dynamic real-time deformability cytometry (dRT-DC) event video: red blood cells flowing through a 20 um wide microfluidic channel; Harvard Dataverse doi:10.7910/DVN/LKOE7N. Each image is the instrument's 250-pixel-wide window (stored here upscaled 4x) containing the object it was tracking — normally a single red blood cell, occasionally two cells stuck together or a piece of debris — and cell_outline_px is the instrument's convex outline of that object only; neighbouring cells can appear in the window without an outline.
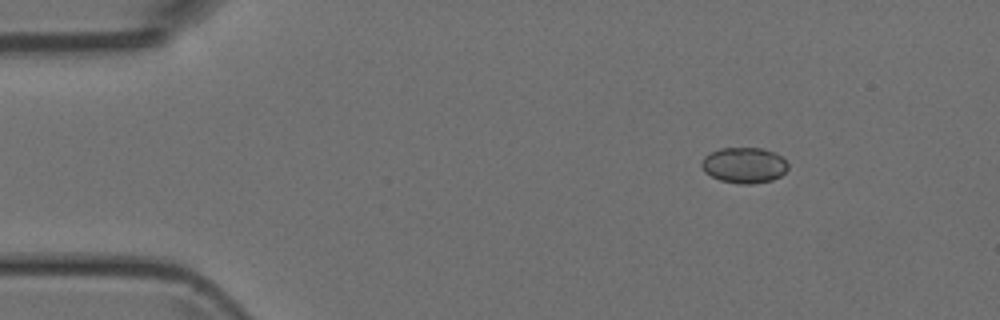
{"species": "Egyptian fruit bat (a non-hibernating species)", "species_latin": "Rousettus aegyptiacus", "temperature_condition": "room temperature", "stored_images_in_passage": 5, "camera_frame_rate_fps": 3000, "um_per_image_px": 0.085, "animal": {"sex": "female"}, "frame": {"image": 1, "passage_image": 2, "time_ms": 1.333, "image_size_px": [1000, 320], "cell_outline_px": [[788, 168], [780, 176], [772, 180], [752, 184], [740, 184], [720, 180], [704, 172], [700, 164], [704, 156], [720, 148], [764, 148], [776, 152], [788, 164]], "centroid_in_image_um": [63.25, 14.04], "position_along_channel_um": 21.8, "area_um2": 18.03}}
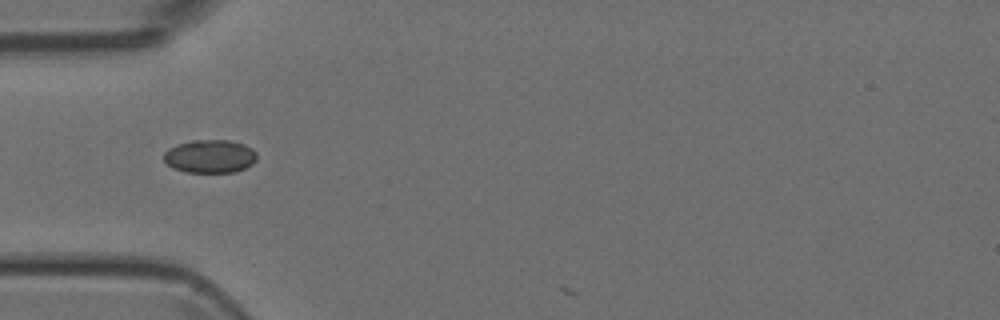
{"frame": {"image": 2, "passage_image": 4, "time_ms": 4.333, "image_size_px": [1000, 320], "cell_outline_px": [[256, 160], [252, 164], [236, 172], [184, 172], [172, 168], [164, 160], [164, 152], [168, 148], [176, 144], [192, 140], [228, 140], [244, 144], [252, 148], [256, 152]], "centroid_in_image_um": [17.83, 13.28], "position_along_channel_um": 67.2, "area_um2": 18.15}}